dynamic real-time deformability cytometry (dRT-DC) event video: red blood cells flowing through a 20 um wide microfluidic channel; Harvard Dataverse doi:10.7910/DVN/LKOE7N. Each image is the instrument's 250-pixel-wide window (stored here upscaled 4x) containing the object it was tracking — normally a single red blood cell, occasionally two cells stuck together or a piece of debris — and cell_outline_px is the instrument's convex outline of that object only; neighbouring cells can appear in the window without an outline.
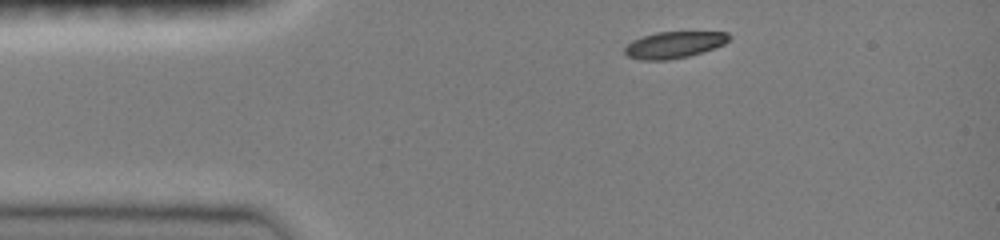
{"species": "common noctule bat (a hibernating species)", "species_latin": "Nyctalus noctula", "temperature_condition": "room temperature", "stored_images_in_passage": 36, "camera_frame_rate_fps": 3000, "um_per_image_px": 0.085, "animal": {"sex": "female", "body_mass_g": 19.0, "forearm_length_mm": 51.5}, "frame": {"image": 1, "passage_image": 1, "time_ms": 0.0, "image_size_px": [1000, 240], "cell_outline_px": [[732, 36], [724, 44], [688, 56], [668, 60], [640, 60], [628, 56], [624, 52], [624, 48], [632, 40], [656, 32], [728, 32]], "centroid_in_image_um": [57.28, 3.8], "position_along_channel_um": 27.7, "area_um2": 16.01}}
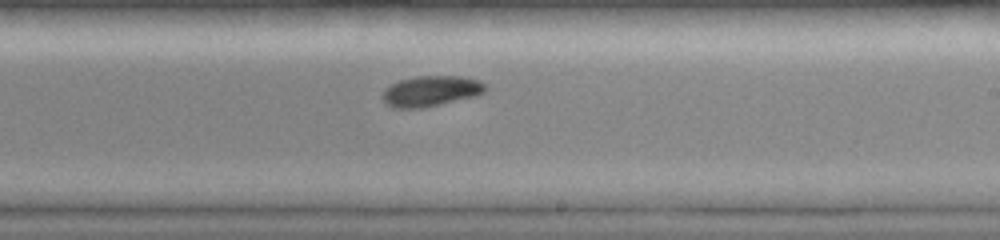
{"frame": {"image": 2, "passage_image": 21, "time_ms": 6.667, "image_size_px": [1000, 240], "cell_outline_px": [[488, 88], [484, 92], [476, 96], [424, 108], [396, 108], [384, 104], [384, 92], [392, 84], [400, 80], [416, 76], [460, 76], [476, 80], [484, 84]], "centroid_in_image_um": [36.65, 7.75], "position_along_channel_um": 252.4, "area_um2": 18.15}}
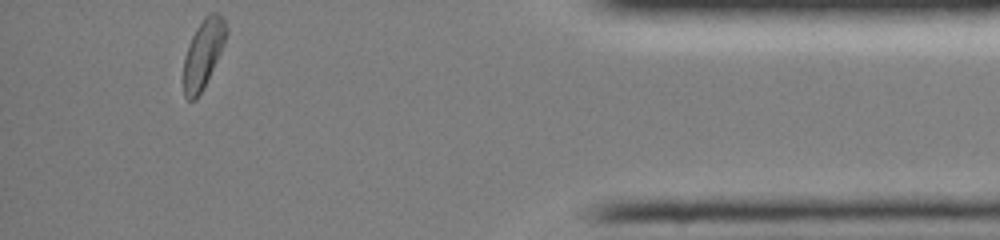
{"frame": {"image": 3, "passage_image": 36, "time_ms": 11.667, "image_size_px": [1000, 240], "cell_outline_px": [[228, 32], [224, 44], [204, 88], [196, 100], [188, 100], [184, 96], [184, 56], [188, 44], [196, 28], [204, 16], [208, 12], [216, 12], [224, 20], [228, 28]], "centroid_in_image_um": [17.27, 4.55], "position_along_channel_um": 417.9, "area_um2": 17.17}, "authors_computed_cell_mechanics": {"area_um2": 17.7446, "velocity_mm_per_s": 4.0662, "shape_relaxation_time_tau1_ms": 2.1363, "shape_relaxation_time_tau2_ms": null, "deformation_change_tau1": 0.1081, "deformation_change_tau2": null}}